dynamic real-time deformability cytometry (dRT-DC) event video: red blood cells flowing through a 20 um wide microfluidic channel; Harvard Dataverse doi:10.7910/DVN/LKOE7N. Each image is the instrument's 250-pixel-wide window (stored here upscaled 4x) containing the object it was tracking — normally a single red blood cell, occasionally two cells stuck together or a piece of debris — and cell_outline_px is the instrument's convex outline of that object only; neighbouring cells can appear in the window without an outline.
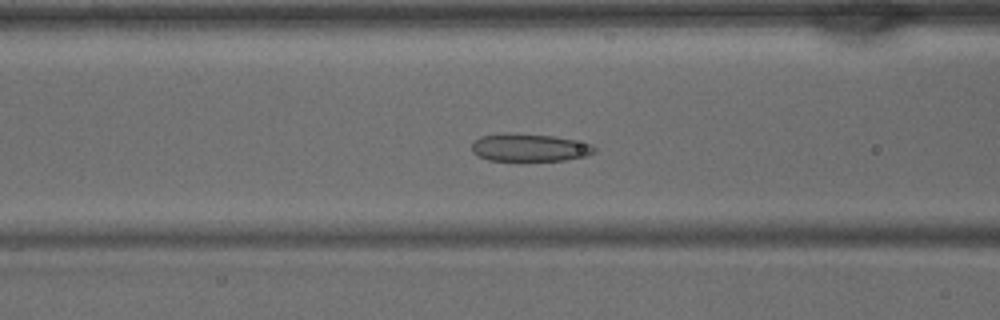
{"species": "common noctule bat (a hibernating species)", "species_latin": "Nyctalus noctula", "temperature_condition": "warm", "stored_images_in_passage": 34, "camera_frame_rate_fps": 3000, "um_per_image_px": 0.085, "animal": {"sex": "male", "body_mass_g": 15.6}, "frame": {"image": 1, "passage_image": 17, "time_ms": 5.333, "image_size_px": [1000, 320], "cell_outline_px": [[596, 152], [584, 156], [564, 160], [488, 160], [472, 152], [472, 140], [480, 136], [504, 132], [552, 136], [592, 144], [596, 148]], "centroid_in_image_um": [44.96, 12.53], "position_along_channel_um": 121.6, "area_um2": 19.71}}
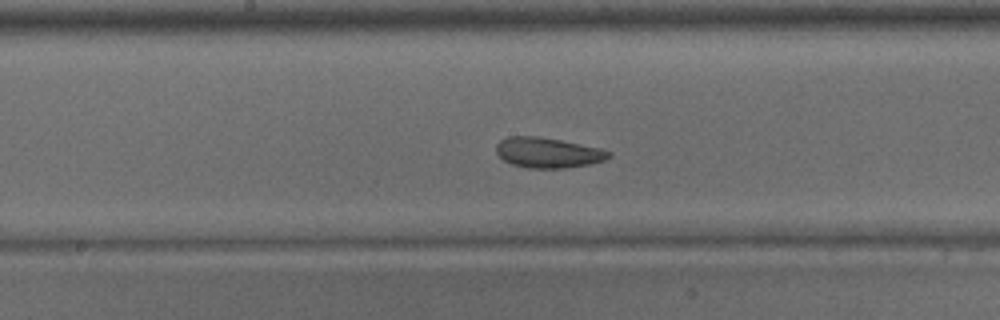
{"frame": {"image": 2, "passage_image": 22, "time_ms": 7.0, "image_size_px": [1000, 320], "cell_outline_px": [[612, 156], [604, 160], [588, 164], [564, 168], [528, 168], [512, 164], [504, 160], [496, 152], [496, 144], [500, 140], [508, 136], [536, 136], [560, 140], [600, 148], [612, 152]], "centroid_in_image_um": [46.56, 12.97], "position_along_channel_um": 201.6, "area_um2": 19.77}}
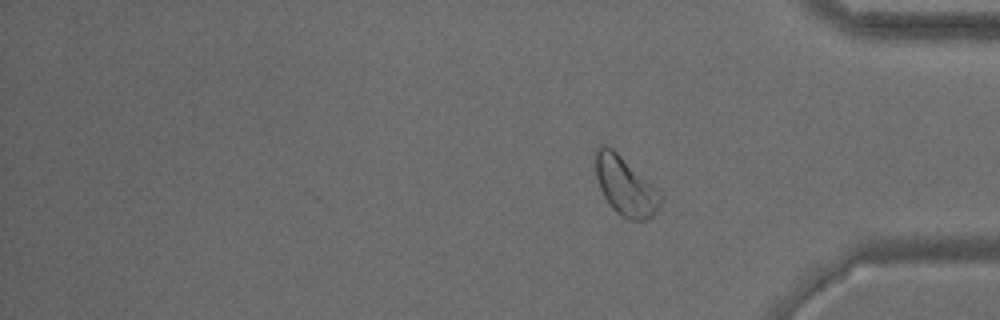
{"frame": {"image": 3, "passage_image": 34, "time_ms": 11.0, "image_size_px": [1000, 320], "cell_outline_px": [[660, 204], [656, 212], [648, 220], [628, 220], [620, 216], [608, 204], [600, 188], [596, 176], [592, 156], [596, 148], [600, 144], [604, 144], [612, 148], [660, 192]], "centroid_in_image_um": [53.08, 15.8], "position_along_channel_um": 382.1, "area_um2": 22.31}}